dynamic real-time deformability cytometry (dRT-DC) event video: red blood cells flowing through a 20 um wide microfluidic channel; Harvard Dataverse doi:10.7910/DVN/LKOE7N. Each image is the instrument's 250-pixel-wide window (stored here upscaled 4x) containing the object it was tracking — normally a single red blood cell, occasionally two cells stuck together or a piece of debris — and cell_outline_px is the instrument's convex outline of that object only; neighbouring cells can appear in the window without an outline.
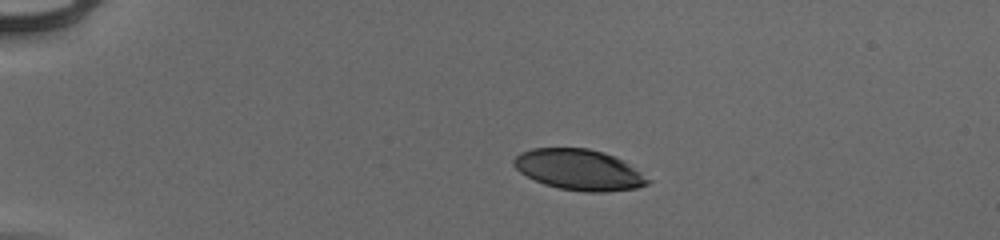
{"species": "human", "species_latin": "Homo sapiens", "temperature_condition": "cold", "stored_images_in_passage": 42, "camera_frame_rate_fps": 3000, "um_per_image_px": 0.085, "donor": {"sex": "male"}, "frame": {"image": 1, "passage_image": 1, "time_ms": 0.0, "image_size_px": [1000, 240], "cell_outline_px": [[652, 180], [648, 184], [636, 188], [604, 192], [588, 192], [560, 188], [544, 184], [520, 172], [512, 164], [512, 160], [520, 152], [532, 148], [588, 148], [604, 152], [624, 160]], "centroid_in_image_um": [49.24, 14.42], "position_along_channel_um": 35.8, "area_um2": 31.85}}
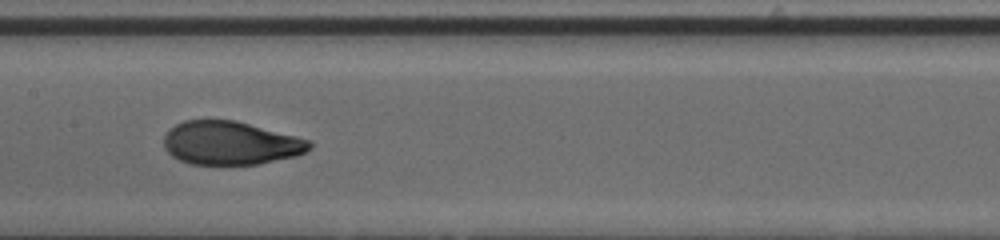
{"frame": {"image": 2, "passage_image": 18, "time_ms": 5.667, "image_size_px": [1000, 240], "cell_outline_px": [[312, 148], [296, 156], [260, 164], [228, 168], [192, 164], [180, 160], [172, 156], [164, 148], [164, 136], [176, 124], [184, 120], [236, 120], [312, 140]], "centroid_in_image_um": [19.62, 12.21], "position_along_channel_um": 187.8, "area_um2": 37.92}}
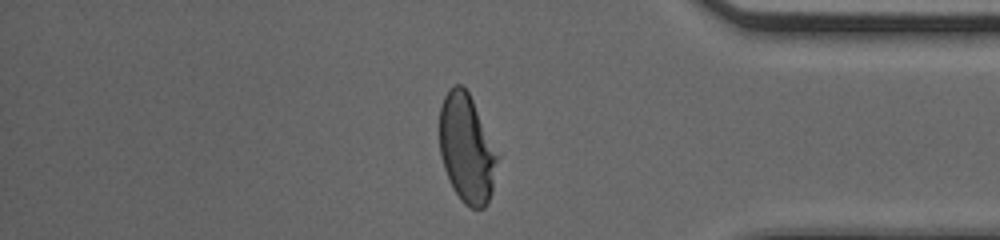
{"frame": {"image": 3, "passage_image": 35, "time_ms": 11.333, "image_size_px": [1000, 240], "cell_outline_px": [[500, 156], [492, 192], [488, 204], [484, 208], [472, 208], [464, 204], [460, 200], [452, 188], [444, 168], [440, 156], [440, 108], [444, 96], [448, 88], [456, 84], [460, 84], [468, 92]], "centroid_in_image_um": [39.69, 12.67], "position_along_channel_um": 395.5, "area_um2": 36.93}}